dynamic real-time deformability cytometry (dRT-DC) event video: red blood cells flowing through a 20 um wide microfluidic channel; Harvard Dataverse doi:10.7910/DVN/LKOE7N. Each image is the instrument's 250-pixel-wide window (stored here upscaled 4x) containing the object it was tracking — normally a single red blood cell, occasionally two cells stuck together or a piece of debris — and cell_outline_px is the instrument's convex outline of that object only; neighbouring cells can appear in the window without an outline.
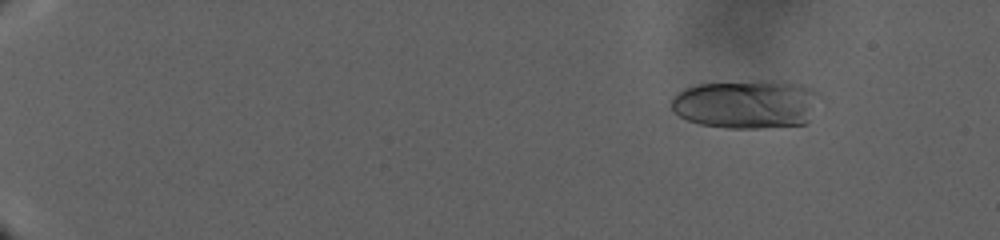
{"species": "human", "species_latin": "Homo sapiens", "temperature_condition": "warm", "stored_images_in_passage": 116, "camera_frame_rate_fps": 3000, "um_per_image_px": 0.085, "donor": {"sex": "male"}, "frame": {"image": 1, "passage_image": 16, "time_ms": 6.333, "image_size_px": [1000, 240], "cell_outline_px": [[820, 96], [808, 124], [756, 128], [728, 128], [700, 124], [688, 120], [672, 112], [672, 96], [684, 88], [700, 84], [760, 80], [772, 80], [804, 84], [820, 92]], "centroid_in_image_um": [63.49, 8.84], "position_along_channel_um": 21.5, "area_um2": 42.71}}
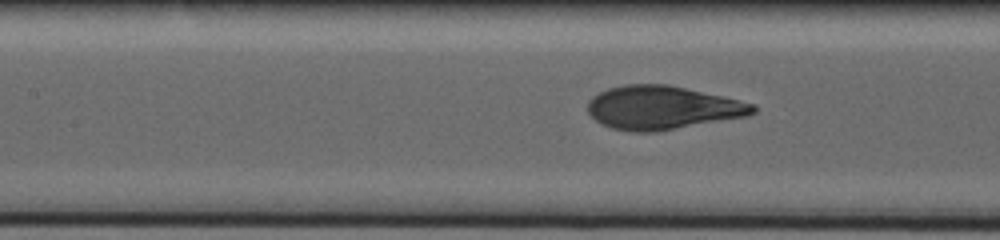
{"frame": {"image": 2, "passage_image": 71, "time_ms": 24.333, "image_size_px": [1000, 240], "cell_outline_px": [[756, 112], [748, 116], [656, 132], [632, 132], [612, 128], [600, 124], [588, 112], [588, 100], [592, 96], [608, 88], [624, 84], [668, 84], [724, 96], [756, 104]], "centroid_in_image_um": [56.31, 9.15], "position_along_channel_um": 151.1, "area_um2": 42.19}}
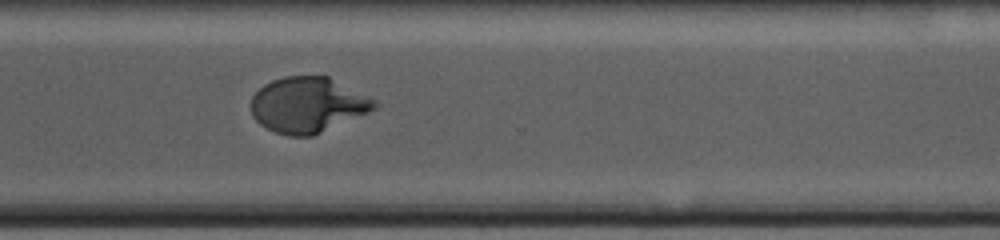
{"frame": {"image": 3, "passage_image": 115, "time_ms": 36.0, "image_size_px": [1000, 240], "cell_outline_px": [[380, 104], [376, 108], [368, 112], [312, 136], [288, 136], [276, 132], [260, 124], [252, 116], [252, 96], [264, 84], [272, 80], [284, 76], [328, 76], [376, 100]], "centroid_in_image_um": [26.16, 8.91], "position_along_channel_um": 344.4, "area_um2": 39.59}}